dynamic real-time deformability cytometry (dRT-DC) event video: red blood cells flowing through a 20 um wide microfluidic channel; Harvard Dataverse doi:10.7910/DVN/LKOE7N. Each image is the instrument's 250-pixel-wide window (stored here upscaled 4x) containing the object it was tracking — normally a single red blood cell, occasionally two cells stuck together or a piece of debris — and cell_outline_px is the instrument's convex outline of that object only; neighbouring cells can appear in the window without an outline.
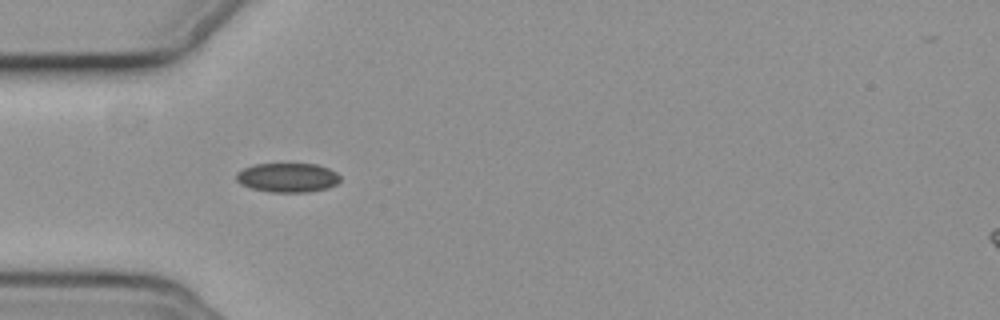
{"species": "common noctule bat (a hibernating species)", "species_latin": "Nyctalus noctula", "temperature_condition": "cold", "stored_images_in_passage": 40, "camera_frame_rate_fps": 3000, "um_per_image_px": 0.085, "animal": {"sex": "female", "body_mass_g": 19.3, "forearm_length_mm": 54.1}, "frame": {"image": 1, "passage_image": 1, "time_ms": 0.0, "image_size_px": [1000, 320], "cell_outline_px": [[340, 180], [336, 184], [328, 188], [308, 192], [268, 192], [252, 188], [240, 184], [236, 180], [236, 172], [244, 168], [256, 164], [316, 164], [328, 168], [336, 172], [340, 176]], "centroid_in_image_um": [24.44, 15.1], "position_along_channel_um": 60.6, "area_um2": 17.74}}
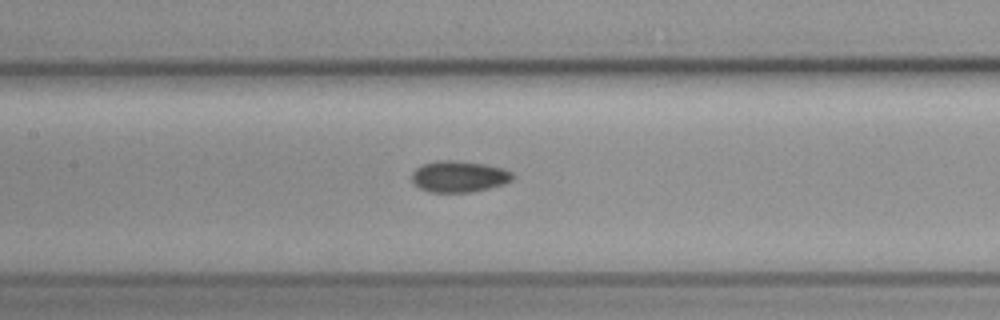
{"frame": {"image": 2, "passage_image": 10, "time_ms": 3.0, "image_size_px": [1000, 320], "cell_outline_px": [[516, 176], [512, 180], [504, 184], [472, 192], [428, 192], [420, 188], [412, 180], [412, 172], [416, 168], [424, 164], [436, 160], [456, 160], [488, 164], [504, 168], [512, 172]], "centroid_in_image_um": [39.05, 14.99], "position_along_channel_um": 168.3, "area_um2": 18.61}}
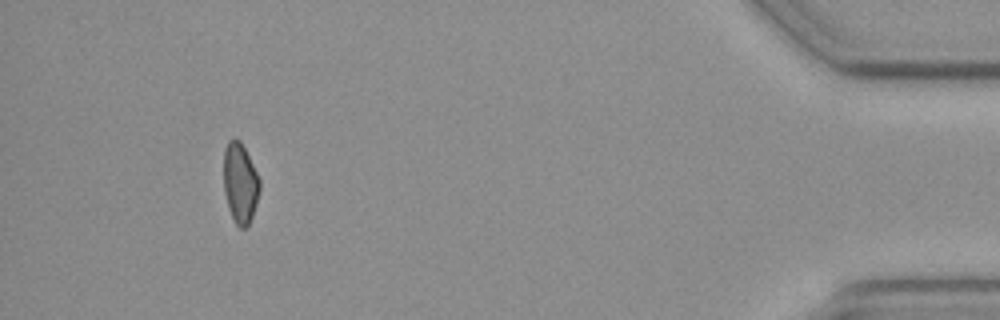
{"frame": {"image": 3, "passage_image": 36, "time_ms": 11.667, "image_size_px": [1000, 320], "cell_outline_px": [[260, 188], [256, 204], [252, 216], [248, 224], [244, 228], [240, 228], [236, 224], [228, 208], [224, 192], [224, 148], [228, 140], [240, 140], [260, 180]], "centroid_in_image_um": [20.4, 15.57], "position_along_channel_um": 414.8, "area_um2": 16.59}, "authors_computed_cell_mechanics": {"area_um2": 17.4556, "velocity_mm_per_s": 3.6773, "shape_relaxation_time_tau1_ms": 8.3958, "shape_relaxation_time_tau2_ms": null, "deformation_change_tau1": 0.0722, "deformation_change_tau2": null}}